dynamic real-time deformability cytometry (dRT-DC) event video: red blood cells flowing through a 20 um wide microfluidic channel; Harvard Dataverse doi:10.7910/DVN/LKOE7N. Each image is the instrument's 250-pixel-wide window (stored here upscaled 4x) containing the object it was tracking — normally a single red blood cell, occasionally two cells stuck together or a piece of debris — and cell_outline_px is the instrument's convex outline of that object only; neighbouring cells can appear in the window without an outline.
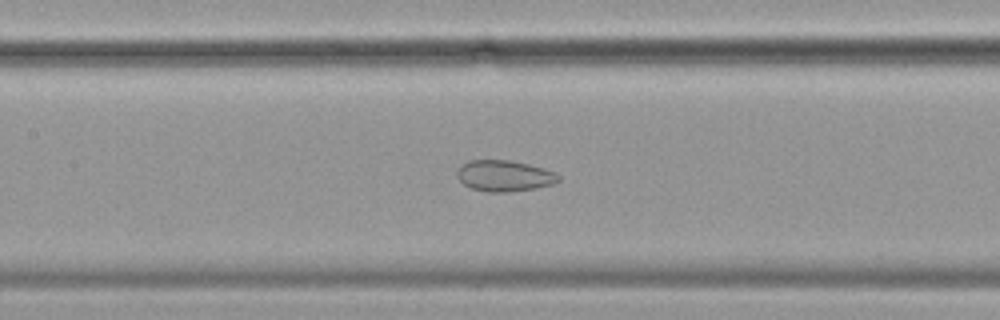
{"species": "common noctule bat (a hibernating species)", "species_latin": "Nyctalus noctula", "temperature_condition": "cold", "stored_images_in_passage": 50, "camera_frame_rate_fps": 3000, "um_per_image_px": 0.085, "animal": {"sex": "female", "body_mass_g": 19.9}, "frame": {"image": 1, "passage_image": 19, "time_ms": 6.0, "image_size_px": [1000, 320], "cell_outline_px": [[560, 180], [552, 184], [536, 188], [508, 192], [484, 192], [472, 188], [464, 184], [456, 176], [456, 172], [468, 160], [512, 160], [544, 168], [556, 172], [560, 176]], "centroid_in_image_um": [42.89, 14.94], "position_along_channel_um": 164.5, "area_um2": 18.44}}
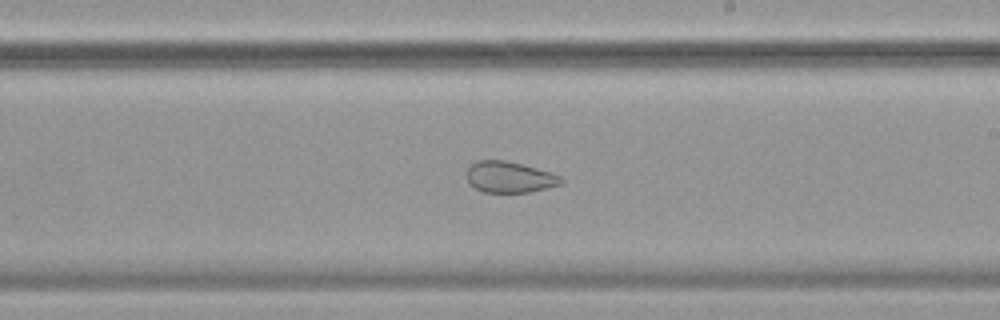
{"frame": {"image": 2, "passage_image": 26, "time_ms": 8.333, "image_size_px": [1000, 320], "cell_outline_px": [[564, 180], [560, 184], [528, 192], [484, 192], [476, 188], [468, 180], [468, 168], [476, 160], [504, 160], [536, 168], [560, 176]], "centroid_in_image_um": [43.29, 15.05], "position_along_channel_um": 245.7, "area_um2": 16.65}}
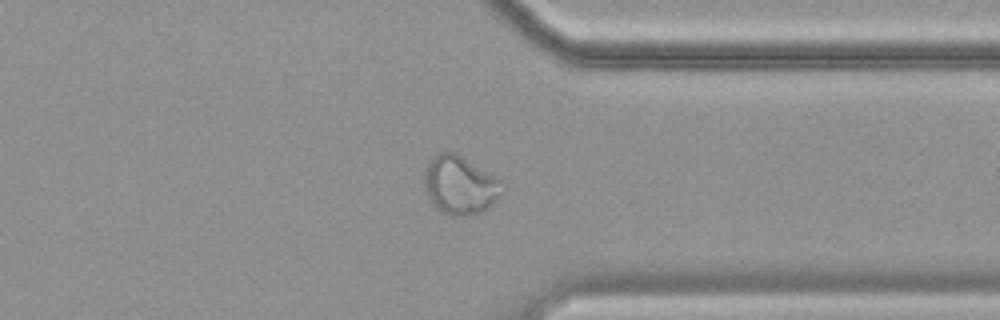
{"frame": {"image": 3, "passage_image": 37, "time_ms": 12.0, "image_size_px": [1000, 320], "cell_outline_px": [[508, 188], [484, 212], [468, 216], [452, 216], [436, 208], [432, 204], [428, 196], [424, 180], [424, 168], [428, 160], [436, 152], [456, 152], [504, 180], [508, 184]], "centroid_in_image_um": [39.17, 15.72], "position_along_channel_um": 372.2, "area_um2": 27.51}, "authors_computed_cell_mechanics": {"area_um2": 24.7384, "velocity_mm_per_s": 3.5056, "shape_relaxation_time_tau1_ms": null, "shape_relaxation_time_tau2_ms": 2.0874, "deformation_change_tau1": null, "deformation_change_tau2": 0.0648}}